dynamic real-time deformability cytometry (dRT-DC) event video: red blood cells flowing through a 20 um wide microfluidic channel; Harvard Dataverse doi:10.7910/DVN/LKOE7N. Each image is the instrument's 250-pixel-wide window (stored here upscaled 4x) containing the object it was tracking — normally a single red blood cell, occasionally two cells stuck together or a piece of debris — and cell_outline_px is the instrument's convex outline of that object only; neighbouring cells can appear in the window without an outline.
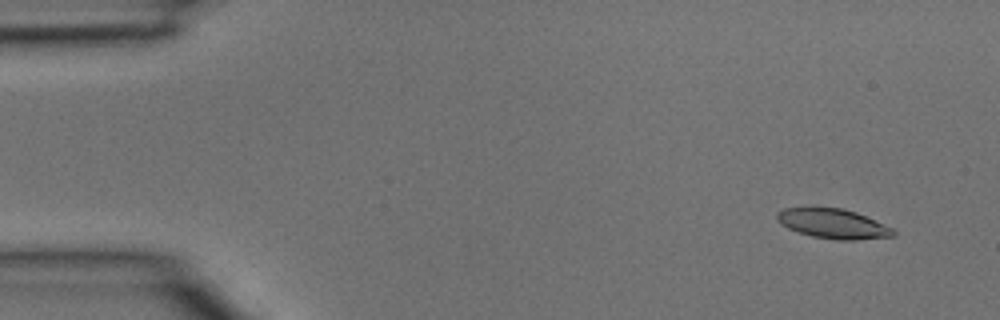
{"species": "common noctule bat (a hibernating species)", "species_latin": "Nyctalus noctula", "temperature_condition": "room temperature", "stored_images_in_passage": 36, "camera_frame_rate_fps": 3000, "um_per_image_px": 0.085, "animal": {"sex": "male", "body_mass_g": 15.6}, "frame": {"image": 1, "passage_image": 1, "time_ms": 0.0, "image_size_px": [1000, 320], "cell_outline_px": [[896, 236], [856, 240], [836, 240], [812, 236], [788, 228], [780, 224], [776, 220], [776, 212], [784, 208], [844, 208], [856, 212], [892, 228], [896, 232]], "centroid_in_image_um": [70.8, 19.02], "position_along_channel_um": 14.2, "area_um2": 20.06}}
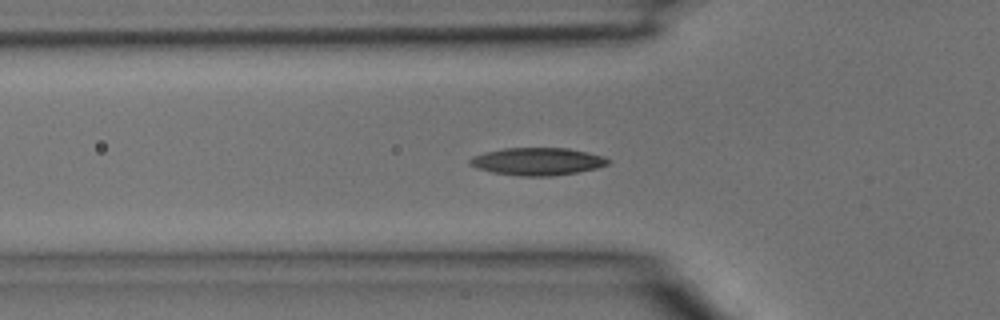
{"frame": {"image": 2, "passage_image": 11, "time_ms": 3.333, "image_size_px": [1000, 320], "cell_outline_px": [[612, 160], [608, 164], [596, 168], [576, 172], [552, 176], [520, 176], [492, 172], [476, 168], [468, 164], [468, 160], [472, 156], [484, 152], [504, 148], [568, 148], [588, 152], [604, 156]], "centroid_in_image_um": [45.66, 13.72], "position_along_channel_um": 80.1, "area_um2": 22.31}}
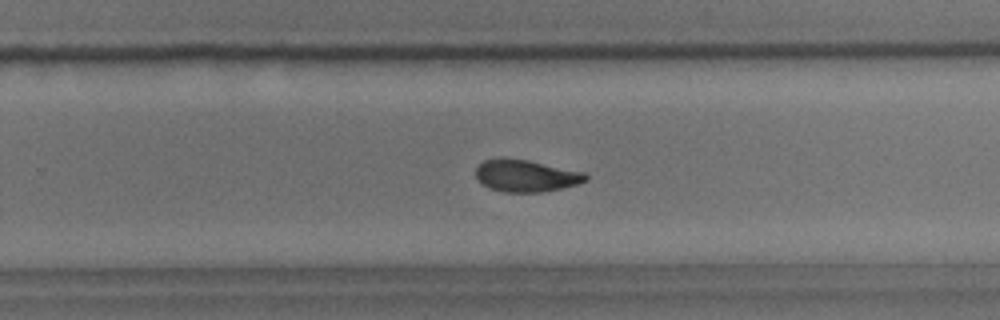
{"frame": {"image": 3, "passage_image": 23, "time_ms": 7.333, "image_size_px": [1000, 320], "cell_outline_px": [[588, 180], [576, 184], [544, 192], [504, 192], [488, 188], [480, 184], [476, 176], [476, 168], [484, 160], [500, 156], [528, 160], [584, 172], [588, 176]], "centroid_in_image_um": [44.65, 14.93], "position_along_channel_um": 285.1, "area_um2": 20.75}}